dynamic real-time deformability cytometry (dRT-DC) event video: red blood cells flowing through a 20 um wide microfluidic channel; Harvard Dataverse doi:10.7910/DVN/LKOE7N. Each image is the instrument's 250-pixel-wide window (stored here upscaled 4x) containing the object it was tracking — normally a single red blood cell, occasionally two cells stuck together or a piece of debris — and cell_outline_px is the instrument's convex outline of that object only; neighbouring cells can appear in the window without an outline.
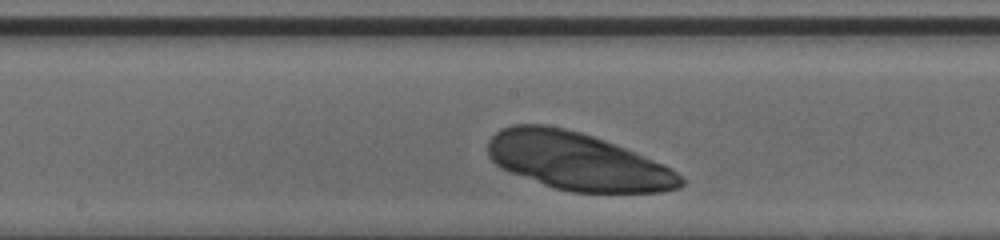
{"species": "human", "species_latin": "Homo sapiens", "temperature_condition": "cold", "stored_images_in_passage": 24, "camera_frame_rate_fps": 3000, "um_per_image_px": 0.085, "donor": {"sex": "male"}, "frame": {"image": 1, "passage_image": 11, "time_ms": 3.333, "image_size_px": [1000, 240], "cell_outline_px": [[684, 184], [680, 188], [664, 192], [572, 192], [556, 188], [544, 184], [500, 168], [488, 156], [488, 140], [500, 128], [512, 124], [544, 124], [564, 128], [580, 132], [604, 140], [624, 148], [660, 164], [676, 172], [684, 180]], "centroid_in_image_um": [49.02, 13.7], "position_along_channel_um": 199.2, "area_um2": 64.04}}